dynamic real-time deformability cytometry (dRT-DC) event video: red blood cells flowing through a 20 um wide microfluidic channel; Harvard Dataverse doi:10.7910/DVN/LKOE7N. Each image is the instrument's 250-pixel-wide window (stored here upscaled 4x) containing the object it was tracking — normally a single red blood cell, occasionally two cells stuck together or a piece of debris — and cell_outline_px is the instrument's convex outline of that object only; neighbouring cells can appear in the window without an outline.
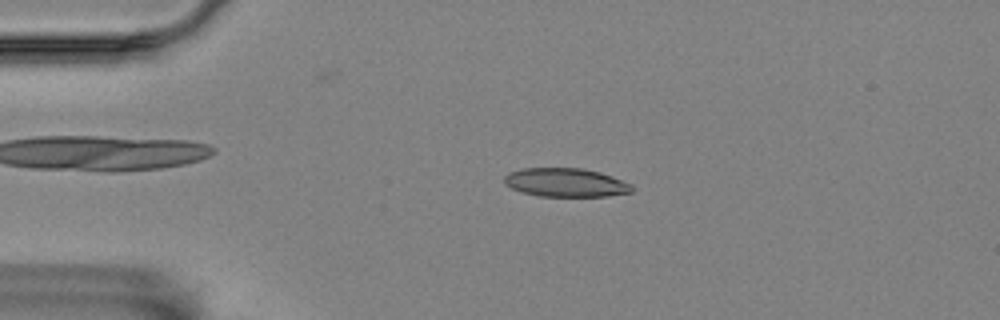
{"species": "Egyptian fruit bat (a non-hibernating species)", "species_latin": "Rousettus aegyptiacus", "temperature_condition": "room temperature", "stored_images_in_passage": 57, "camera_frame_rate_fps": 3000, "um_per_image_px": 0.085, "animal": {"sex": "female"}, "frame": {"image": 1, "passage_image": 12, "time_ms": 3.667, "image_size_px": [1000, 320], "cell_outline_px": [[632, 192], [608, 196], [540, 196], [524, 192], [512, 188], [504, 184], [504, 176], [508, 172], [520, 168], [580, 168], [600, 172], [612, 176], [632, 184]], "centroid_in_image_um": [48.07, 15.5], "position_along_channel_um": 36.9, "area_um2": 21.33}}
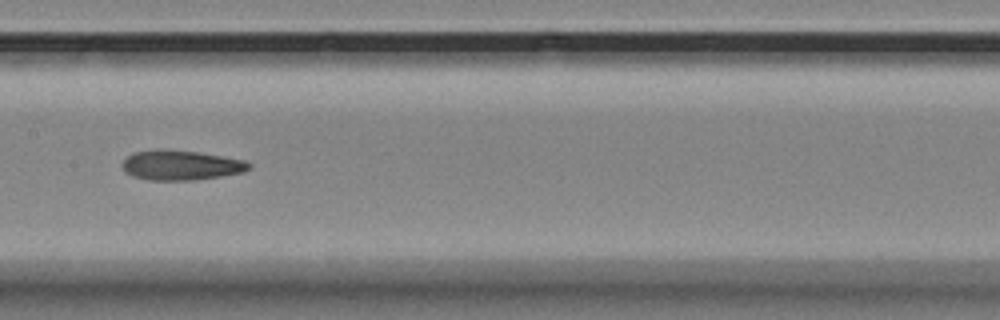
{"frame": {"image": 2, "passage_image": 28, "time_ms": 9.0, "image_size_px": [1000, 320], "cell_outline_px": [[252, 168], [244, 172], [220, 176], [192, 180], [148, 180], [132, 176], [124, 172], [120, 164], [132, 152], [156, 148], [164, 148], [200, 152], [244, 160], [252, 164]], "centroid_in_image_um": [15.34, 14.02], "position_along_channel_um": 192.1, "area_um2": 22.48}}
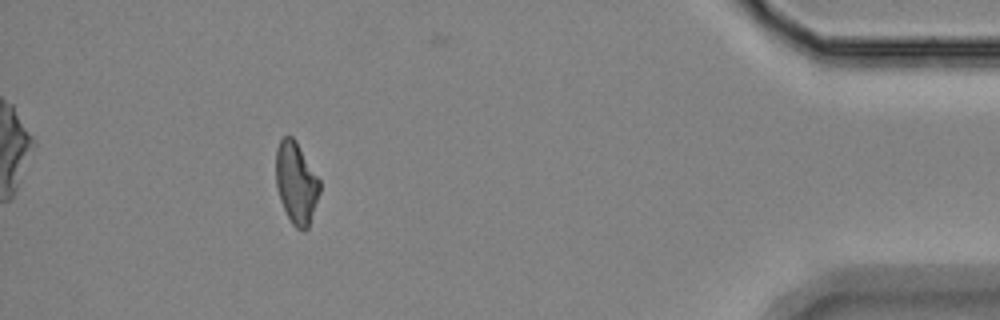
{"frame": {"image": 3, "passage_image": 51, "time_ms": 16.667, "image_size_px": [1000, 320], "cell_outline_px": [[320, 192], [308, 228], [304, 232], [296, 228], [292, 224], [280, 200], [276, 188], [276, 148], [280, 140], [284, 136], [292, 136], [296, 140], [320, 180]], "centroid_in_image_um": [25.18, 15.54], "position_along_channel_um": 410.0, "area_um2": 20.92}, "authors_computed_cell_mechanics": {"area_um2": 21.4438, "velocity_mm_per_s": 3.5338, "shape_relaxation_time_tau1_ms": null, "shape_relaxation_time_tau2_ms": 6.5954, "deformation_change_tau1": null, "deformation_change_tau2": 0.1574}}